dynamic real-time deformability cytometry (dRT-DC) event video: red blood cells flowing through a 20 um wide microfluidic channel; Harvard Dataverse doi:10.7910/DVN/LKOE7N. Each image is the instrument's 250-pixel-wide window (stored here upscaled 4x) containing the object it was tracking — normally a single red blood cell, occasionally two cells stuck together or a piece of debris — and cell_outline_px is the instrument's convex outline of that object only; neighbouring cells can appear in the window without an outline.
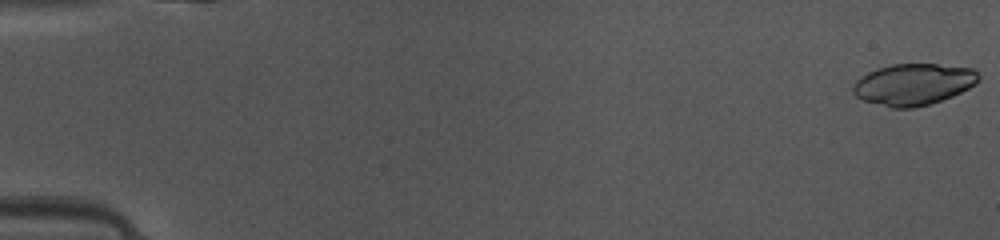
{"species": "common noctule bat (a hibernating species)", "species_latin": "Nyctalus noctula", "temperature_condition": "warm", "stored_images_in_passage": 48, "camera_frame_rate_fps": 3000, "um_per_image_px": 0.085, "animal": {"sex": "female", "body_mass_g": 10.0, "forearm_length_mm": 53.1}, "frame": {"image": 1, "passage_image": 1, "time_ms": 0.0, "image_size_px": [1000, 240], "cell_outline_px": [[980, 80], [976, 84], [952, 96], [928, 104], [912, 108], [892, 108], [864, 100], [856, 96], [852, 92], [852, 88], [856, 80], [860, 76], [876, 68], [892, 64], [936, 64], [972, 68], [980, 76]], "centroid_in_image_um": [77.62, 7.16], "position_along_channel_um": 7.4, "area_um2": 30.29}}
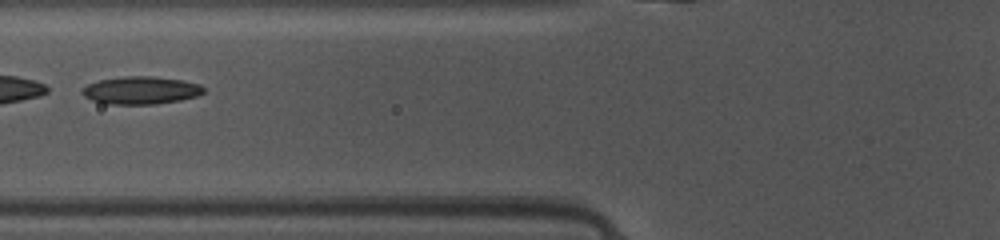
{"frame": {"image": 2, "passage_image": 20, "time_ms": 6.333, "image_size_px": [1000, 240], "cell_outline_px": [[204, 92], [196, 96], [180, 100], [156, 104], [108, 104], [92, 100], [84, 96], [80, 92], [88, 84], [100, 80], [124, 76], [152, 76], [184, 80], [200, 84], [204, 88]], "centroid_in_image_um": [11.99, 7.67], "position_along_channel_um": 113.8, "area_um2": 19.59}}